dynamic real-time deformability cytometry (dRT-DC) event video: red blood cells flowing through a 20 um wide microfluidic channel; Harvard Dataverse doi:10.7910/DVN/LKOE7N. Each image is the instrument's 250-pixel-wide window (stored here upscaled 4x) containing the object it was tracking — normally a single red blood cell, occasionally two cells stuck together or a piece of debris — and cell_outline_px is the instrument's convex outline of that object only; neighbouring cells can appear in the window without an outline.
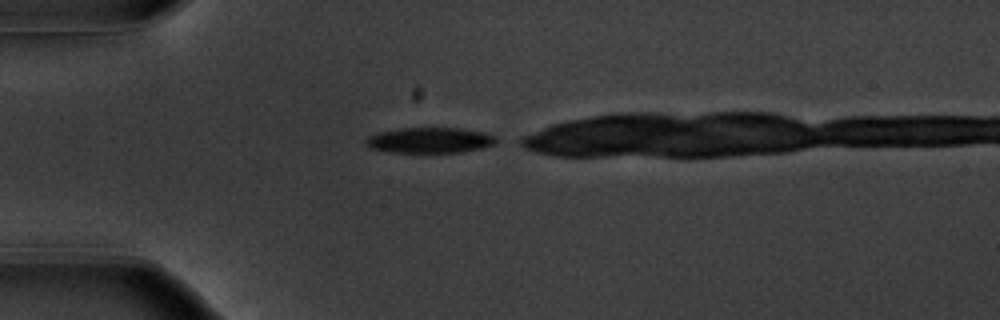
{"species": "common noctule bat (a hibernating species)", "species_latin": "Nyctalus noctula", "temperature_condition": "warm", "stored_images_in_passage": 13, "camera_frame_rate_fps": 3000, "um_per_image_px": 0.085, "animal": {"sex": "male", "body_mass_g": 20.1, "forearm_length_mm": 53.5}, "frame": {"image": 1, "passage_image": 1, "time_ms": 0.0, "image_size_px": [1000, 320], "cell_outline_px": [[504, 140], [496, 144], [480, 148], [460, 152], [388, 152], [368, 148], [364, 144], [364, 140], [368, 136], [376, 132], [400, 128], [460, 128], [484, 132], [496, 136]], "centroid_in_image_um": [36.54, 11.91], "position_along_channel_um": 48.5, "area_um2": 19.83}}
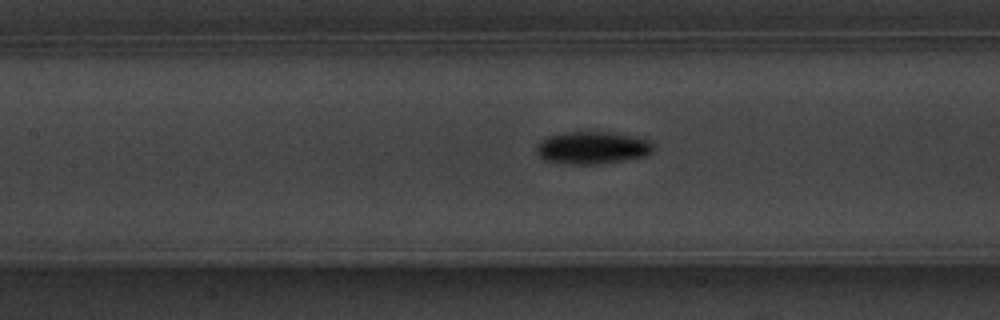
{"frame": {"image": 2, "passage_image": 11, "time_ms": 3.333, "image_size_px": [1000, 320], "cell_outline_px": [[656, 148], [652, 152], [644, 156], [624, 160], [596, 164], [564, 164], [544, 160], [536, 152], [536, 144], [548, 136], [560, 132], [612, 132], [640, 136], [652, 140], [656, 144]], "centroid_in_image_um": [50.41, 12.54], "position_along_channel_um": 157.0, "area_um2": 22.66}}